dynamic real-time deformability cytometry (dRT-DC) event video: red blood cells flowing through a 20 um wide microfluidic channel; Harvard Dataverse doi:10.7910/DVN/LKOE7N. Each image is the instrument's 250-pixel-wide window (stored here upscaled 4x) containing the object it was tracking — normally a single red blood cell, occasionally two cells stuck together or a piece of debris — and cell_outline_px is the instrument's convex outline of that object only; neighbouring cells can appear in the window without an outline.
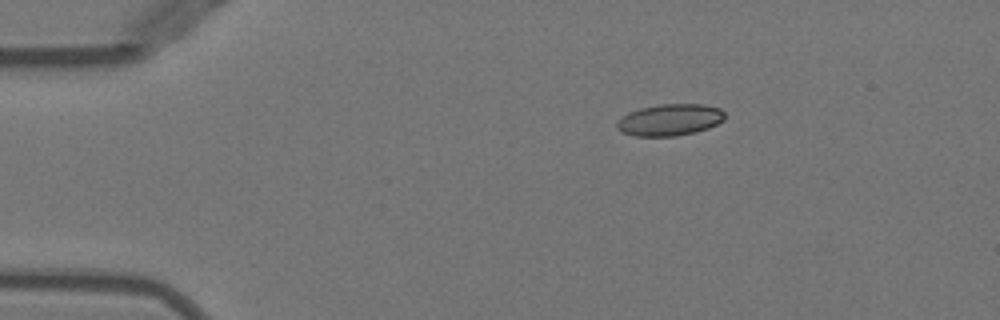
{"species": "Egyptian fruit bat (a non-hibernating species)", "species_latin": "Rousettus aegyptiacus", "temperature_condition": "warm", "stored_images_in_passage": 7, "camera_frame_rate_fps": 3000, "um_per_image_px": 0.085, "animal": {"sex": "female"}, "frame": {"image": 1, "passage_image": 1, "time_ms": 0.0, "image_size_px": [1000, 320], "cell_outline_px": [[724, 120], [708, 128], [696, 132], [676, 136], [636, 136], [620, 132], [616, 128], [616, 120], [628, 112], [640, 108], [660, 104], [704, 104], [720, 108], [724, 112]], "centroid_in_image_um": [56.9, 10.19], "position_along_channel_um": 28.1, "area_um2": 20.11}}